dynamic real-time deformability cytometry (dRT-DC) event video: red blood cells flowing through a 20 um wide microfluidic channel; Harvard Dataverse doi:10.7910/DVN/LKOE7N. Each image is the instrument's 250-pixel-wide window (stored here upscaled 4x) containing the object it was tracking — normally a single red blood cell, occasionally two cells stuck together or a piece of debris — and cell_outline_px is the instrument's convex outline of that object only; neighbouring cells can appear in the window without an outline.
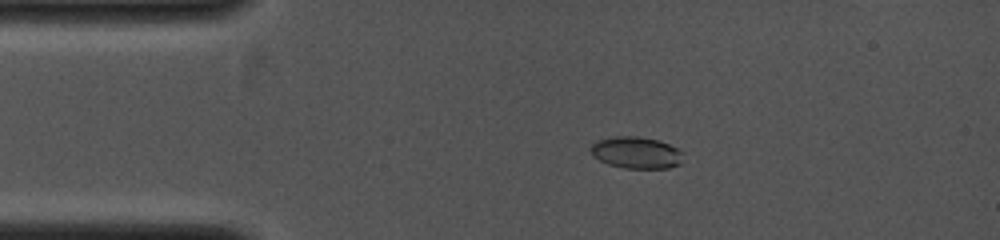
{"species": "common noctule bat (a hibernating species)", "species_latin": "Nyctalus noctula", "temperature_condition": "cold", "stored_images_in_passage": 43, "camera_frame_rate_fps": 4000, "um_per_image_px": 0.085, "animal": {"sex": "female", "body_mass_g": 19.0, "forearm_length_mm": 53.3}, "frame": {"image": 1, "passage_image": 8, "time_ms": 1.75, "image_size_px": [1000, 240], "cell_outline_px": [[684, 152], [680, 164], [668, 168], [624, 168], [608, 164], [592, 156], [588, 148], [596, 140], [612, 136], [636, 136], [660, 140]], "centroid_in_image_um": [54.05, 12.96], "position_along_channel_um": 31.0, "area_um2": 17.34}}
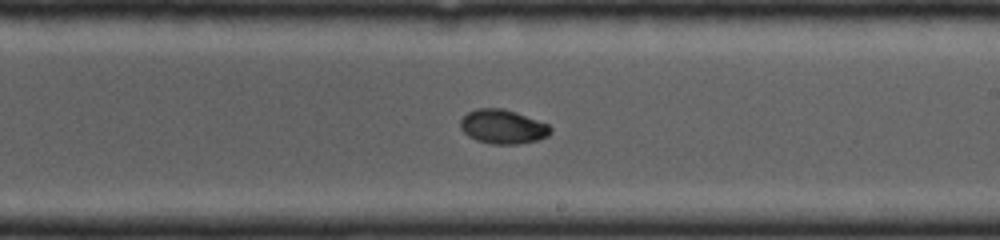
{"frame": {"image": 2, "passage_image": 25, "time_ms": 6.0, "image_size_px": [1000, 240], "cell_outline_px": [[552, 132], [548, 136], [536, 140], [516, 144], [492, 144], [476, 140], [468, 136], [460, 128], [460, 120], [468, 112], [476, 108], [500, 108], [516, 112], [548, 124], [552, 128]], "centroid_in_image_um": [42.73, 10.77], "position_along_channel_um": 246.3, "area_um2": 17.92}}
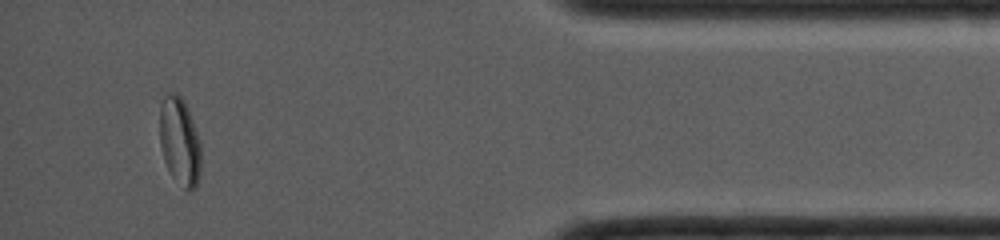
{"frame": {"image": 3, "passage_image": 39, "time_ms": 9.5, "image_size_px": [1000, 240], "cell_outline_px": [[200, 176], [196, 188], [188, 192], [172, 176], [164, 160], [160, 144], [160, 108], [164, 96], [172, 92], [176, 92], [184, 100], [188, 108], [200, 140]], "centroid_in_image_um": [15.29, 12.03], "position_along_channel_um": 419.9, "area_um2": 21.27}}